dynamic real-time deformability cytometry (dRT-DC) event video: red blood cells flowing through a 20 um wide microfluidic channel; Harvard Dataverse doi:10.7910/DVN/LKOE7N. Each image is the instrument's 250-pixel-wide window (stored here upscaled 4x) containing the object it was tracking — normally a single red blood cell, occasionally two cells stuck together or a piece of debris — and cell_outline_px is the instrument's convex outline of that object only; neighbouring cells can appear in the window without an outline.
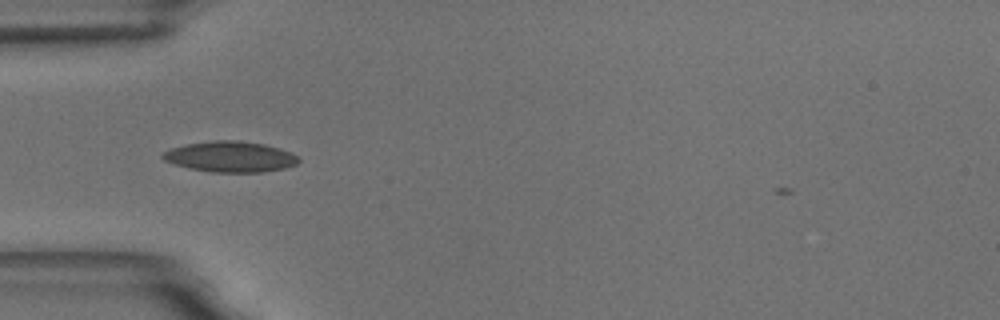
{"species": "common noctule bat (a hibernating species)", "species_latin": "Nyctalus noctula", "temperature_condition": "room temperature", "stored_images_in_passage": 38, "camera_frame_rate_fps": 3000, "um_per_image_px": 0.085, "animal": {"sex": "male", "body_mass_g": 18.8}, "frame": {"image": 1, "passage_image": 1, "time_ms": 0.0, "image_size_px": [1000, 320], "cell_outline_px": [[300, 160], [296, 164], [284, 168], [264, 172], [212, 172], [188, 168], [164, 160], [160, 156], [164, 152], [172, 148], [188, 144], [212, 140], [240, 140], [264, 144], [280, 148], [292, 152], [300, 156]], "centroid_in_image_um": [19.62, 13.31], "position_along_channel_um": 65.4, "area_um2": 24.39}}
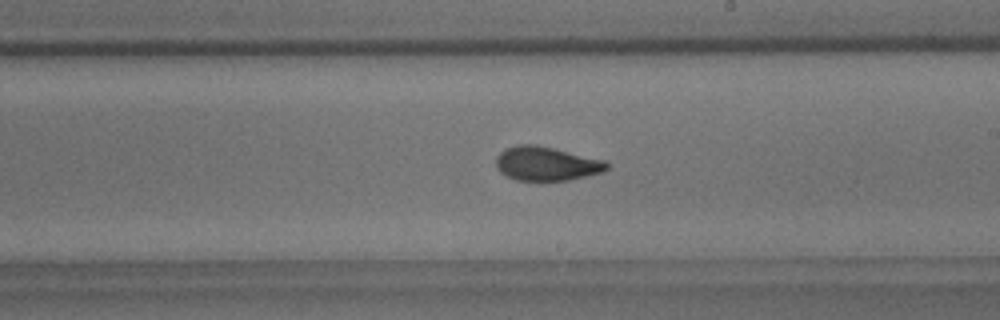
{"frame": {"image": 2, "passage_image": 16, "time_ms": 5.0, "image_size_px": [1000, 320], "cell_outline_px": [[608, 168], [604, 172], [588, 176], [568, 180], [516, 180], [504, 176], [496, 168], [496, 156], [500, 152], [508, 148], [520, 144], [536, 144], [604, 160], [608, 164]], "centroid_in_image_um": [46.43, 13.92], "position_along_channel_um": 242.6, "area_um2": 21.96}}
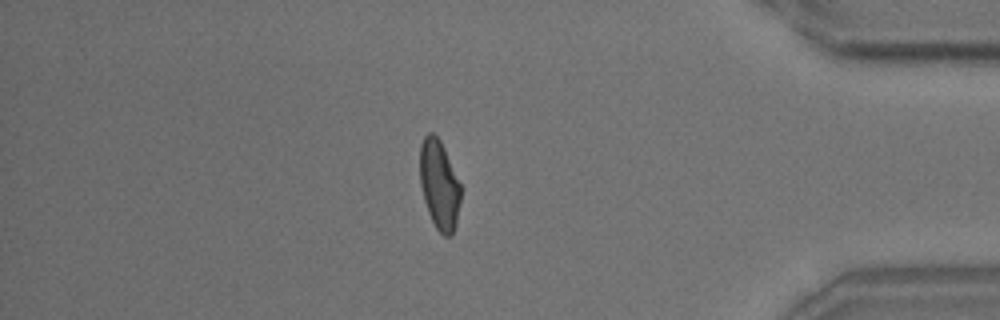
{"frame": {"image": 3, "passage_image": 32, "time_ms": 10.333, "image_size_px": [1000, 320], "cell_outline_px": [[460, 200], [456, 224], [452, 236], [444, 236], [436, 228], [428, 212], [424, 200], [420, 184], [420, 144], [424, 136], [428, 132], [432, 132], [440, 140], [444, 148], [460, 184]], "centroid_in_image_um": [37.32, 15.7], "position_along_channel_um": 397.9, "area_um2": 21.1}}